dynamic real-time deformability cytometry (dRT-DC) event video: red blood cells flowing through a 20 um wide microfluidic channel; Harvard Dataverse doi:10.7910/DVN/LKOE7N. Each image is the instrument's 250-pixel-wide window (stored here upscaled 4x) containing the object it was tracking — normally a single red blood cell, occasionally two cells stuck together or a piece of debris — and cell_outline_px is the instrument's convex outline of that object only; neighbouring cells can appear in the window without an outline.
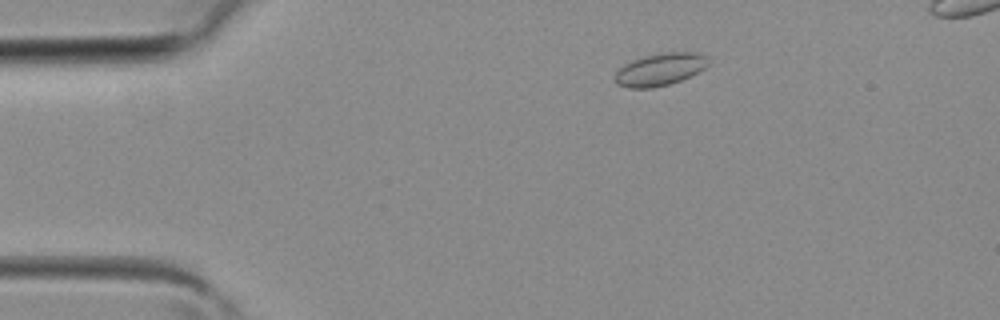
{"species": "common noctule bat (a hibernating species)", "species_latin": "Nyctalus noctula", "temperature_condition": "room temperature", "stored_images_in_passage": 35, "camera_frame_rate_fps": 3000, "um_per_image_px": 0.085, "animal": {"sex": "female", "body_mass_g": 19.3, "forearm_length_mm": 54.1}, "frame": {"image": 1, "passage_image": 3, "time_ms": 0.667, "image_size_px": [1000, 320], "cell_outline_px": [[708, 64], [704, 68], [680, 80], [668, 84], [652, 88], [628, 88], [616, 84], [616, 72], [624, 64], [632, 60], [644, 56], [660, 52], [700, 52], [708, 60]], "centroid_in_image_um": [56.08, 5.89], "position_along_channel_um": 28.9, "area_um2": 17.46}}
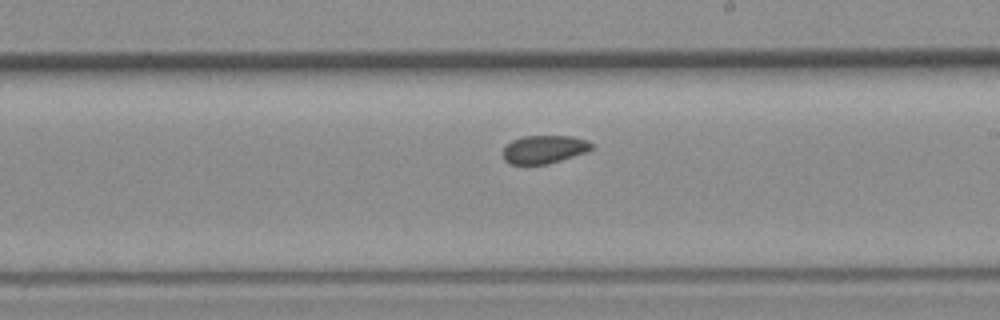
{"frame": {"image": 2, "passage_image": 19, "time_ms": 6.0, "image_size_px": [1000, 320], "cell_outline_px": [[592, 148], [588, 152], [548, 164], [508, 164], [504, 160], [504, 148], [512, 140], [524, 136], [572, 136], [588, 140], [592, 144]], "centroid_in_image_um": [46.28, 12.7], "position_along_channel_um": 242.7, "area_um2": 14.57}}
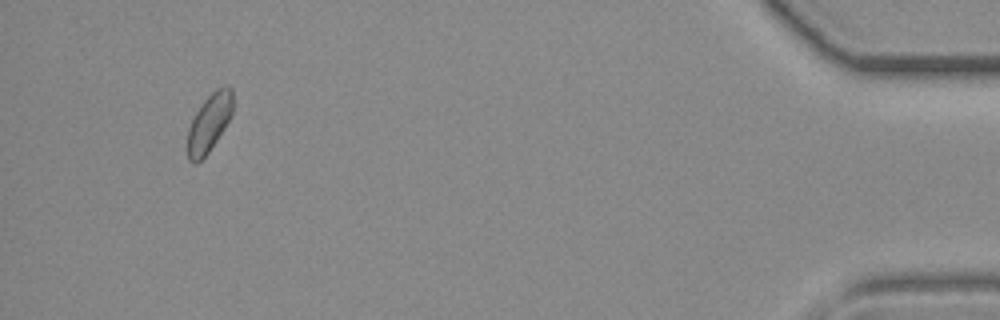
{"frame": {"image": 3, "passage_image": 34, "time_ms": 11.0, "image_size_px": [1000, 320], "cell_outline_px": [[232, 112], [224, 128], [208, 152], [196, 164], [188, 160], [188, 128], [196, 112], [204, 100], [216, 88], [224, 84], [228, 84], [232, 88]], "centroid_in_image_um": [17.79, 10.4], "position_along_channel_um": 417.4, "area_um2": 15.09}}